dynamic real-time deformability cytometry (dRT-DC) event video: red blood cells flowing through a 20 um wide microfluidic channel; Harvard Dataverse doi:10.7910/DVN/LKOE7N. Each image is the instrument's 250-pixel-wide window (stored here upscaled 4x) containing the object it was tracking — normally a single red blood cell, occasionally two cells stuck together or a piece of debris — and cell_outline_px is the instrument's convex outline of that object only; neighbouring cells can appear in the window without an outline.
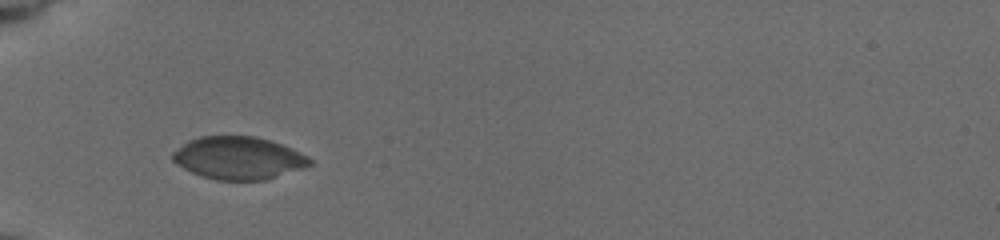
{"species": "common noctule bat (a hibernating species)", "species_latin": "Nyctalus noctula", "temperature_condition": "cold", "stored_images_in_passage": 27, "camera_frame_rate_fps": 3000, "um_per_image_px": 0.085, "animal": {"sex": "female", "body_mass_g": 19.5, "forearm_length_mm": 54.1}, "frame": {"image": 1, "passage_image": 5, "time_ms": 1.333, "image_size_px": [1000, 240], "cell_outline_px": [[312, 164], [264, 180], [216, 180], [192, 172], [176, 164], [172, 160], [172, 152], [188, 140], [200, 136], [256, 136], [292, 148], [308, 156], [312, 160]], "centroid_in_image_um": [20.24, 13.42], "position_along_channel_um": 64.8, "area_um2": 33.76}, "authors_computed_cell_mechanics": {"area_um2": 19.1318, "velocity_mm_per_s": 3.7432, "shape_relaxation_time_tau1_ms": 4.4977, "shape_relaxation_time_tau2_ms": 6.6185, "deformation_change_tau1": 0.0727, "deformation_change_tau2": 0.0797}}